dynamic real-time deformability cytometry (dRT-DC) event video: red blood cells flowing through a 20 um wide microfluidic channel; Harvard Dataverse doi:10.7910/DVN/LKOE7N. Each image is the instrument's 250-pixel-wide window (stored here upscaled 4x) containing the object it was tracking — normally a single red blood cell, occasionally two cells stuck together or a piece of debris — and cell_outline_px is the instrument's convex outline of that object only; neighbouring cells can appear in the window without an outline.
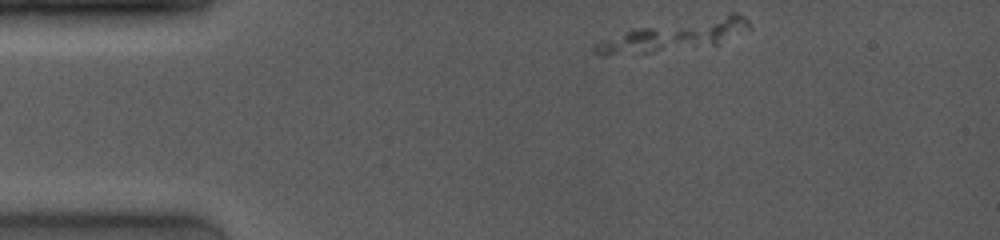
{"species": "common noctule bat (a hibernating species)", "species_latin": "Nyctalus noctula", "temperature_condition": "room temperature", "stored_images_in_passage": 9, "segment_of_instrument_passage": [1, 2], "camera_frame_rate_fps": 4000, "um_per_image_px": 0.085, "animal": {"sex": "female", "body_mass_g": 19.0, "forearm_length_mm": 53.3}, "frame": {"image": 1, "passage_image": 1, "time_ms": 0.0, "image_size_px": [1000, 240], "cell_outline_px": [[752, 28], [716, 44], [652, 52], [604, 56], [600, 56], [592, 48], [596, 44], [604, 40], [632, 28], [728, 12], [736, 12], [744, 16], [748, 20]], "centroid_in_image_um": [57.39, 2.97], "position_along_channel_um": 27.6, "area_um2": 27.69}}